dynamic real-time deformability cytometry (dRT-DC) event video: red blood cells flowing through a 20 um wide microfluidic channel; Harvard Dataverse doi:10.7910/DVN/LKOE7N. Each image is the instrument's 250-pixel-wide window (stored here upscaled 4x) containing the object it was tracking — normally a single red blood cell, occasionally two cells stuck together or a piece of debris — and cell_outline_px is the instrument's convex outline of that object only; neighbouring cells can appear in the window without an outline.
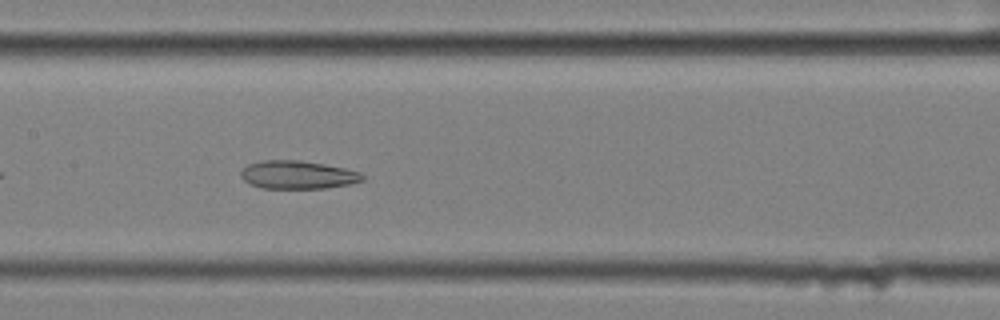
{"species": "common noctule bat (a hibernating species)", "species_latin": "Nyctalus noctula", "temperature_condition": "cold", "stored_images_in_passage": 42, "camera_frame_rate_fps": 3000, "um_per_image_px": 0.085, "animal": {"sex": "female", "body_mass_g": 25.1}, "frame": {"image": 1, "passage_image": 13, "time_ms": 4.0, "image_size_px": [1000, 320], "cell_outline_px": [[364, 180], [348, 184], [324, 188], [260, 188], [248, 184], [240, 176], [240, 172], [248, 164], [260, 160], [300, 160], [324, 164], [344, 168], [360, 172], [364, 176]], "centroid_in_image_um": [25.26, 14.85], "position_along_channel_um": 182.1, "area_um2": 20.0}}
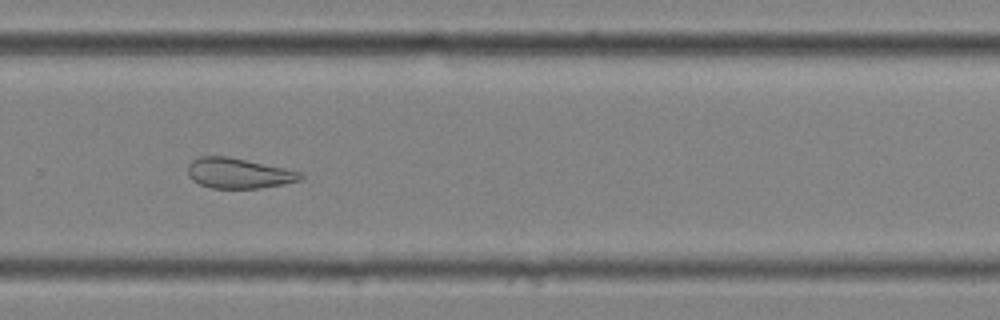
{"frame": {"image": 2, "passage_image": 24, "time_ms": 7.667, "image_size_px": [1000, 320], "cell_outline_px": [[304, 176], [300, 180], [284, 184], [260, 188], [212, 188], [200, 184], [192, 180], [188, 176], [188, 164], [192, 160], [200, 156], [228, 156], [284, 168], [300, 172]], "centroid_in_image_um": [20.25, 14.72], "position_along_channel_um": 309.5, "area_um2": 19.83}, "authors_computed_cell_mechanics": {"area_um2": 22.1085, "velocity_mm_per_s": 3.4858, "shape_relaxation_time_tau1_ms": null, "shape_relaxation_time_tau2_ms": 4.7709, "deformation_change_tau1": null, "deformation_change_tau2": 0.1261}}